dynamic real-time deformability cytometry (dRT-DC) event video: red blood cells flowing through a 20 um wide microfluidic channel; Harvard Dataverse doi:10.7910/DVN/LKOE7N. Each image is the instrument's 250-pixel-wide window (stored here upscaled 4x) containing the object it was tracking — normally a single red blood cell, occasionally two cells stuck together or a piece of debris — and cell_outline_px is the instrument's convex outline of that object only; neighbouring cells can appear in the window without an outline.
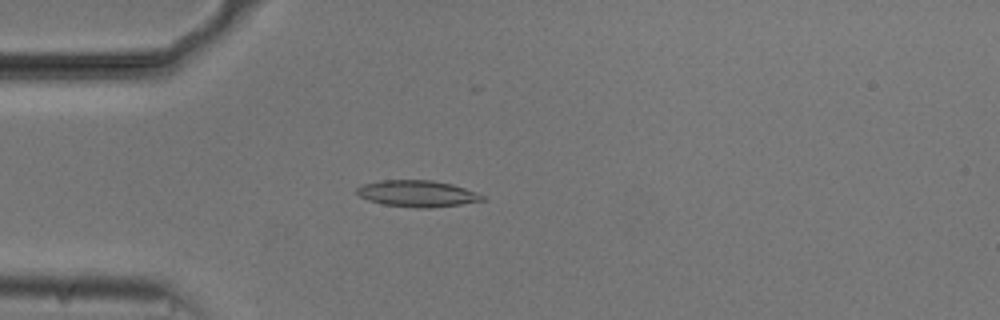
{"species": "common noctule bat (a hibernating species)", "species_latin": "Nyctalus noctula", "temperature_condition": "cold", "stored_images_in_passage": 54, "camera_frame_rate_fps": 3000, "um_per_image_px": 0.085, "animal": {"sex": "male", "body_mass_g": 20.5, "forearm_length_mm": 52.5}, "frame": {"image": 1, "passage_image": 15, "time_ms": 4.667, "image_size_px": [1000, 320], "cell_outline_px": [[488, 200], [432, 208], [416, 208], [384, 204], [368, 200], [360, 196], [356, 192], [356, 188], [360, 184], [380, 180], [432, 180], [452, 184], [476, 192], [484, 196]], "centroid_in_image_um": [35.46, 16.45], "position_along_channel_um": 49.5, "area_um2": 19.48}}
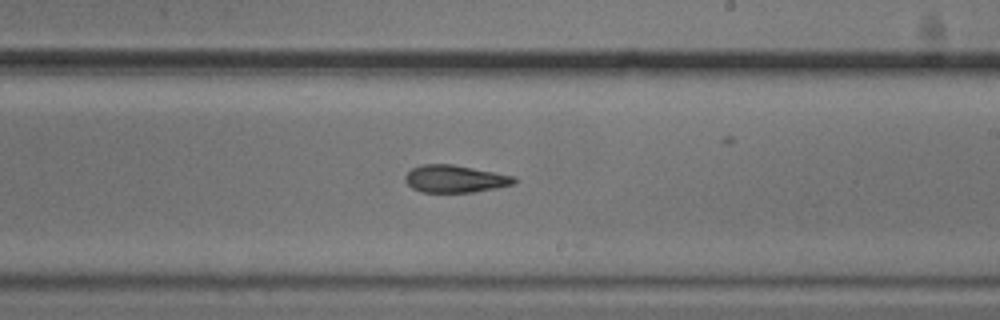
{"frame": {"image": 2, "passage_image": 32, "time_ms": 10.333, "image_size_px": [1000, 320], "cell_outline_px": [[520, 180], [512, 184], [496, 188], [472, 192], [420, 192], [412, 188], [404, 180], [404, 176], [412, 168], [420, 164], [452, 164], [516, 176]], "centroid_in_image_um": [38.68, 15.2], "position_along_channel_um": 250.3, "area_um2": 17.51}}
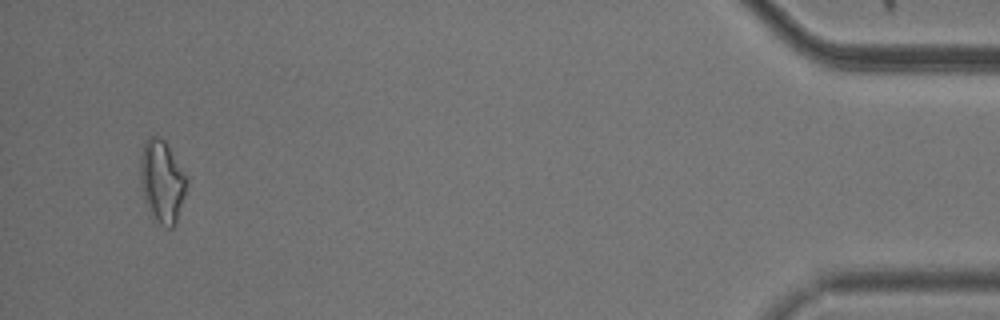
{"frame": {"image": 3, "passage_image": 52, "time_ms": 17.0, "image_size_px": [1000, 320], "cell_outline_px": [[188, 184], [176, 224], [172, 228], [168, 228], [160, 224], [152, 216], [144, 200], [140, 184], [140, 156], [144, 144], [148, 136], [160, 136], [164, 140], [188, 176]], "centroid_in_image_um": [13.78, 15.42], "position_along_channel_um": 421.4, "area_um2": 22.6}, "authors_computed_cell_mechanics": {"area_um2": 18.6116, "velocity_mm_per_s": 3.729, "shape_relaxation_time_tau1_ms": null, "shape_relaxation_time_tau2_ms": 4.3065, "deformation_change_tau1": null, "deformation_change_tau2": 0.1361}}